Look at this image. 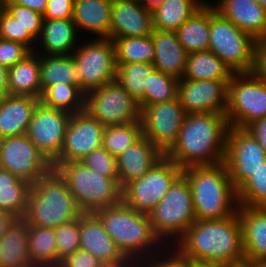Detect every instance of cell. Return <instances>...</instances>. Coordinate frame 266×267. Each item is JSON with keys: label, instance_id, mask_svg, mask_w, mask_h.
Masks as SVG:
<instances>
[{"label": "cell", "instance_id": "cell-38", "mask_svg": "<svg viewBox=\"0 0 266 267\" xmlns=\"http://www.w3.org/2000/svg\"><path fill=\"white\" fill-rule=\"evenodd\" d=\"M142 136L140 122L106 126L103 131L102 147L117 158Z\"/></svg>", "mask_w": 266, "mask_h": 267}, {"label": "cell", "instance_id": "cell-43", "mask_svg": "<svg viewBox=\"0 0 266 267\" xmlns=\"http://www.w3.org/2000/svg\"><path fill=\"white\" fill-rule=\"evenodd\" d=\"M0 5L14 18L18 19L24 29L38 39L43 25V15L28 7L13 4L9 0H0Z\"/></svg>", "mask_w": 266, "mask_h": 267}, {"label": "cell", "instance_id": "cell-1", "mask_svg": "<svg viewBox=\"0 0 266 267\" xmlns=\"http://www.w3.org/2000/svg\"><path fill=\"white\" fill-rule=\"evenodd\" d=\"M229 127L225 114H187L177 140L164 155L182 169L222 163Z\"/></svg>", "mask_w": 266, "mask_h": 267}, {"label": "cell", "instance_id": "cell-11", "mask_svg": "<svg viewBox=\"0 0 266 267\" xmlns=\"http://www.w3.org/2000/svg\"><path fill=\"white\" fill-rule=\"evenodd\" d=\"M85 110L105 127L140 122L138 101L115 80L87 92Z\"/></svg>", "mask_w": 266, "mask_h": 267}, {"label": "cell", "instance_id": "cell-51", "mask_svg": "<svg viewBox=\"0 0 266 267\" xmlns=\"http://www.w3.org/2000/svg\"><path fill=\"white\" fill-rule=\"evenodd\" d=\"M246 129L258 140L266 153V117L254 121Z\"/></svg>", "mask_w": 266, "mask_h": 267}, {"label": "cell", "instance_id": "cell-53", "mask_svg": "<svg viewBox=\"0 0 266 267\" xmlns=\"http://www.w3.org/2000/svg\"><path fill=\"white\" fill-rule=\"evenodd\" d=\"M13 4L28 7L40 14H44L47 8L48 0H9Z\"/></svg>", "mask_w": 266, "mask_h": 267}, {"label": "cell", "instance_id": "cell-3", "mask_svg": "<svg viewBox=\"0 0 266 267\" xmlns=\"http://www.w3.org/2000/svg\"><path fill=\"white\" fill-rule=\"evenodd\" d=\"M182 175L191 189L196 220L224 219L237 212V190L224 162L187 167Z\"/></svg>", "mask_w": 266, "mask_h": 267}, {"label": "cell", "instance_id": "cell-33", "mask_svg": "<svg viewBox=\"0 0 266 267\" xmlns=\"http://www.w3.org/2000/svg\"><path fill=\"white\" fill-rule=\"evenodd\" d=\"M28 249L33 267H59L53 228L29 225Z\"/></svg>", "mask_w": 266, "mask_h": 267}, {"label": "cell", "instance_id": "cell-26", "mask_svg": "<svg viewBox=\"0 0 266 267\" xmlns=\"http://www.w3.org/2000/svg\"><path fill=\"white\" fill-rule=\"evenodd\" d=\"M29 225L17 218L0 239V267H33L28 249Z\"/></svg>", "mask_w": 266, "mask_h": 267}, {"label": "cell", "instance_id": "cell-59", "mask_svg": "<svg viewBox=\"0 0 266 267\" xmlns=\"http://www.w3.org/2000/svg\"><path fill=\"white\" fill-rule=\"evenodd\" d=\"M226 267H253V264H251L250 262L244 261L240 264L226 265Z\"/></svg>", "mask_w": 266, "mask_h": 267}, {"label": "cell", "instance_id": "cell-48", "mask_svg": "<svg viewBox=\"0 0 266 267\" xmlns=\"http://www.w3.org/2000/svg\"><path fill=\"white\" fill-rule=\"evenodd\" d=\"M99 263L91 253L78 249L61 260L59 267H97Z\"/></svg>", "mask_w": 266, "mask_h": 267}, {"label": "cell", "instance_id": "cell-5", "mask_svg": "<svg viewBox=\"0 0 266 267\" xmlns=\"http://www.w3.org/2000/svg\"><path fill=\"white\" fill-rule=\"evenodd\" d=\"M52 167L65 179L82 213H95L122 201L118 178L91 171L81 161L54 163Z\"/></svg>", "mask_w": 266, "mask_h": 267}, {"label": "cell", "instance_id": "cell-22", "mask_svg": "<svg viewBox=\"0 0 266 267\" xmlns=\"http://www.w3.org/2000/svg\"><path fill=\"white\" fill-rule=\"evenodd\" d=\"M163 156L164 153L158 147L142 136L116 158L120 187L123 188L130 181L142 177Z\"/></svg>", "mask_w": 266, "mask_h": 267}, {"label": "cell", "instance_id": "cell-41", "mask_svg": "<svg viewBox=\"0 0 266 267\" xmlns=\"http://www.w3.org/2000/svg\"><path fill=\"white\" fill-rule=\"evenodd\" d=\"M57 263L80 249V217L54 229Z\"/></svg>", "mask_w": 266, "mask_h": 267}, {"label": "cell", "instance_id": "cell-57", "mask_svg": "<svg viewBox=\"0 0 266 267\" xmlns=\"http://www.w3.org/2000/svg\"><path fill=\"white\" fill-rule=\"evenodd\" d=\"M132 263V265H133V263L135 262V261H101L99 264H98V266L97 267H129V266H131L130 264H128V263ZM126 264V265H125Z\"/></svg>", "mask_w": 266, "mask_h": 267}, {"label": "cell", "instance_id": "cell-49", "mask_svg": "<svg viewBox=\"0 0 266 267\" xmlns=\"http://www.w3.org/2000/svg\"><path fill=\"white\" fill-rule=\"evenodd\" d=\"M252 73L266 81V37L256 40Z\"/></svg>", "mask_w": 266, "mask_h": 267}, {"label": "cell", "instance_id": "cell-23", "mask_svg": "<svg viewBox=\"0 0 266 267\" xmlns=\"http://www.w3.org/2000/svg\"><path fill=\"white\" fill-rule=\"evenodd\" d=\"M215 10L256 40L266 37V8L256 0H220Z\"/></svg>", "mask_w": 266, "mask_h": 267}, {"label": "cell", "instance_id": "cell-28", "mask_svg": "<svg viewBox=\"0 0 266 267\" xmlns=\"http://www.w3.org/2000/svg\"><path fill=\"white\" fill-rule=\"evenodd\" d=\"M34 53L32 51L23 60L8 68L10 95L30 96L40 99L42 94L40 58Z\"/></svg>", "mask_w": 266, "mask_h": 267}, {"label": "cell", "instance_id": "cell-37", "mask_svg": "<svg viewBox=\"0 0 266 267\" xmlns=\"http://www.w3.org/2000/svg\"><path fill=\"white\" fill-rule=\"evenodd\" d=\"M154 70L152 63L117 64L115 81L138 101L140 107H143L145 87H147L149 76Z\"/></svg>", "mask_w": 266, "mask_h": 267}, {"label": "cell", "instance_id": "cell-42", "mask_svg": "<svg viewBox=\"0 0 266 267\" xmlns=\"http://www.w3.org/2000/svg\"><path fill=\"white\" fill-rule=\"evenodd\" d=\"M31 186H10L0 188V210L10 212L17 218H24Z\"/></svg>", "mask_w": 266, "mask_h": 267}, {"label": "cell", "instance_id": "cell-15", "mask_svg": "<svg viewBox=\"0 0 266 267\" xmlns=\"http://www.w3.org/2000/svg\"><path fill=\"white\" fill-rule=\"evenodd\" d=\"M142 135L165 153L177 140L187 115L178 97L169 102L140 107Z\"/></svg>", "mask_w": 266, "mask_h": 267}, {"label": "cell", "instance_id": "cell-27", "mask_svg": "<svg viewBox=\"0 0 266 267\" xmlns=\"http://www.w3.org/2000/svg\"><path fill=\"white\" fill-rule=\"evenodd\" d=\"M113 0H74L73 22L76 27L109 38Z\"/></svg>", "mask_w": 266, "mask_h": 267}, {"label": "cell", "instance_id": "cell-16", "mask_svg": "<svg viewBox=\"0 0 266 267\" xmlns=\"http://www.w3.org/2000/svg\"><path fill=\"white\" fill-rule=\"evenodd\" d=\"M71 114L39 102L26 135L52 163L60 154Z\"/></svg>", "mask_w": 266, "mask_h": 267}, {"label": "cell", "instance_id": "cell-4", "mask_svg": "<svg viewBox=\"0 0 266 267\" xmlns=\"http://www.w3.org/2000/svg\"><path fill=\"white\" fill-rule=\"evenodd\" d=\"M82 214L65 179L56 169L52 168L31 185L24 216L28 225L55 229Z\"/></svg>", "mask_w": 266, "mask_h": 267}, {"label": "cell", "instance_id": "cell-34", "mask_svg": "<svg viewBox=\"0 0 266 267\" xmlns=\"http://www.w3.org/2000/svg\"><path fill=\"white\" fill-rule=\"evenodd\" d=\"M42 92L57 83L78 85V73L72 55H46L40 59Z\"/></svg>", "mask_w": 266, "mask_h": 267}, {"label": "cell", "instance_id": "cell-30", "mask_svg": "<svg viewBox=\"0 0 266 267\" xmlns=\"http://www.w3.org/2000/svg\"><path fill=\"white\" fill-rule=\"evenodd\" d=\"M76 25L73 19H44L39 40L48 55H71L76 42ZM70 50V51H69Z\"/></svg>", "mask_w": 266, "mask_h": 267}, {"label": "cell", "instance_id": "cell-56", "mask_svg": "<svg viewBox=\"0 0 266 267\" xmlns=\"http://www.w3.org/2000/svg\"><path fill=\"white\" fill-rule=\"evenodd\" d=\"M189 267H226V264L220 262L189 259Z\"/></svg>", "mask_w": 266, "mask_h": 267}, {"label": "cell", "instance_id": "cell-2", "mask_svg": "<svg viewBox=\"0 0 266 267\" xmlns=\"http://www.w3.org/2000/svg\"><path fill=\"white\" fill-rule=\"evenodd\" d=\"M179 240L177 248L189 259L226 265L245 261L237 212L224 219L196 220Z\"/></svg>", "mask_w": 266, "mask_h": 267}, {"label": "cell", "instance_id": "cell-36", "mask_svg": "<svg viewBox=\"0 0 266 267\" xmlns=\"http://www.w3.org/2000/svg\"><path fill=\"white\" fill-rule=\"evenodd\" d=\"M116 63H152L155 47L151 35L139 37L113 38Z\"/></svg>", "mask_w": 266, "mask_h": 267}, {"label": "cell", "instance_id": "cell-45", "mask_svg": "<svg viewBox=\"0 0 266 267\" xmlns=\"http://www.w3.org/2000/svg\"><path fill=\"white\" fill-rule=\"evenodd\" d=\"M80 161L91 171L109 178H118L116 157L103 147L93 150Z\"/></svg>", "mask_w": 266, "mask_h": 267}, {"label": "cell", "instance_id": "cell-14", "mask_svg": "<svg viewBox=\"0 0 266 267\" xmlns=\"http://www.w3.org/2000/svg\"><path fill=\"white\" fill-rule=\"evenodd\" d=\"M266 161V153L258 140L246 129L230 126L224 163L237 190Z\"/></svg>", "mask_w": 266, "mask_h": 267}, {"label": "cell", "instance_id": "cell-40", "mask_svg": "<svg viewBox=\"0 0 266 267\" xmlns=\"http://www.w3.org/2000/svg\"><path fill=\"white\" fill-rule=\"evenodd\" d=\"M238 205L266 207V161L237 189Z\"/></svg>", "mask_w": 266, "mask_h": 267}, {"label": "cell", "instance_id": "cell-39", "mask_svg": "<svg viewBox=\"0 0 266 267\" xmlns=\"http://www.w3.org/2000/svg\"><path fill=\"white\" fill-rule=\"evenodd\" d=\"M179 79L154 70L149 76L143 94V107L151 104L169 102L177 98Z\"/></svg>", "mask_w": 266, "mask_h": 267}, {"label": "cell", "instance_id": "cell-61", "mask_svg": "<svg viewBox=\"0 0 266 267\" xmlns=\"http://www.w3.org/2000/svg\"><path fill=\"white\" fill-rule=\"evenodd\" d=\"M262 7L266 8V0H256Z\"/></svg>", "mask_w": 266, "mask_h": 267}, {"label": "cell", "instance_id": "cell-13", "mask_svg": "<svg viewBox=\"0 0 266 267\" xmlns=\"http://www.w3.org/2000/svg\"><path fill=\"white\" fill-rule=\"evenodd\" d=\"M0 168L33 185L53 167L23 134L0 140Z\"/></svg>", "mask_w": 266, "mask_h": 267}, {"label": "cell", "instance_id": "cell-19", "mask_svg": "<svg viewBox=\"0 0 266 267\" xmlns=\"http://www.w3.org/2000/svg\"><path fill=\"white\" fill-rule=\"evenodd\" d=\"M153 30L152 11L139 0H113L109 39L147 36Z\"/></svg>", "mask_w": 266, "mask_h": 267}, {"label": "cell", "instance_id": "cell-46", "mask_svg": "<svg viewBox=\"0 0 266 267\" xmlns=\"http://www.w3.org/2000/svg\"><path fill=\"white\" fill-rule=\"evenodd\" d=\"M32 51L24 44L0 38V65L7 68L23 60Z\"/></svg>", "mask_w": 266, "mask_h": 267}, {"label": "cell", "instance_id": "cell-52", "mask_svg": "<svg viewBox=\"0 0 266 267\" xmlns=\"http://www.w3.org/2000/svg\"><path fill=\"white\" fill-rule=\"evenodd\" d=\"M10 186H31L28 182L19 179L7 170L0 168V188Z\"/></svg>", "mask_w": 266, "mask_h": 267}, {"label": "cell", "instance_id": "cell-20", "mask_svg": "<svg viewBox=\"0 0 266 267\" xmlns=\"http://www.w3.org/2000/svg\"><path fill=\"white\" fill-rule=\"evenodd\" d=\"M244 258L251 264L266 262V207L238 205Z\"/></svg>", "mask_w": 266, "mask_h": 267}, {"label": "cell", "instance_id": "cell-44", "mask_svg": "<svg viewBox=\"0 0 266 267\" xmlns=\"http://www.w3.org/2000/svg\"><path fill=\"white\" fill-rule=\"evenodd\" d=\"M0 38L17 41L27 46L31 51L33 47L29 44L33 43L36 39L30 34L27 29H24L18 19L11 16L0 5Z\"/></svg>", "mask_w": 266, "mask_h": 267}, {"label": "cell", "instance_id": "cell-8", "mask_svg": "<svg viewBox=\"0 0 266 267\" xmlns=\"http://www.w3.org/2000/svg\"><path fill=\"white\" fill-rule=\"evenodd\" d=\"M155 234L160 240L174 235L176 243L187 228L196 221L191 189L181 175L168 189L165 196L148 214Z\"/></svg>", "mask_w": 266, "mask_h": 267}, {"label": "cell", "instance_id": "cell-25", "mask_svg": "<svg viewBox=\"0 0 266 267\" xmlns=\"http://www.w3.org/2000/svg\"><path fill=\"white\" fill-rule=\"evenodd\" d=\"M151 38L155 47L152 62L155 70L181 79L185 72L188 52L178 41L175 31L154 29Z\"/></svg>", "mask_w": 266, "mask_h": 267}, {"label": "cell", "instance_id": "cell-31", "mask_svg": "<svg viewBox=\"0 0 266 267\" xmlns=\"http://www.w3.org/2000/svg\"><path fill=\"white\" fill-rule=\"evenodd\" d=\"M234 73L210 50L188 53L185 72L181 79L231 80Z\"/></svg>", "mask_w": 266, "mask_h": 267}, {"label": "cell", "instance_id": "cell-47", "mask_svg": "<svg viewBox=\"0 0 266 267\" xmlns=\"http://www.w3.org/2000/svg\"><path fill=\"white\" fill-rule=\"evenodd\" d=\"M74 0H48L43 19H72Z\"/></svg>", "mask_w": 266, "mask_h": 267}, {"label": "cell", "instance_id": "cell-55", "mask_svg": "<svg viewBox=\"0 0 266 267\" xmlns=\"http://www.w3.org/2000/svg\"><path fill=\"white\" fill-rule=\"evenodd\" d=\"M9 95L8 68L0 65V99Z\"/></svg>", "mask_w": 266, "mask_h": 267}, {"label": "cell", "instance_id": "cell-35", "mask_svg": "<svg viewBox=\"0 0 266 267\" xmlns=\"http://www.w3.org/2000/svg\"><path fill=\"white\" fill-rule=\"evenodd\" d=\"M39 101L47 107L70 114L85 110V93L73 84L57 83L49 86L42 92Z\"/></svg>", "mask_w": 266, "mask_h": 267}, {"label": "cell", "instance_id": "cell-7", "mask_svg": "<svg viewBox=\"0 0 266 267\" xmlns=\"http://www.w3.org/2000/svg\"><path fill=\"white\" fill-rule=\"evenodd\" d=\"M209 50L233 73H250L254 66L256 39L237 28L210 6Z\"/></svg>", "mask_w": 266, "mask_h": 267}, {"label": "cell", "instance_id": "cell-58", "mask_svg": "<svg viewBox=\"0 0 266 267\" xmlns=\"http://www.w3.org/2000/svg\"><path fill=\"white\" fill-rule=\"evenodd\" d=\"M139 1L149 11H152L155 8H157L160 5H162L163 3H165L166 0H139Z\"/></svg>", "mask_w": 266, "mask_h": 267}, {"label": "cell", "instance_id": "cell-10", "mask_svg": "<svg viewBox=\"0 0 266 267\" xmlns=\"http://www.w3.org/2000/svg\"><path fill=\"white\" fill-rule=\"evenodd\" d=\"M182 172V168L164 155L142 177L122 188V201L139 213L148 215Z\"/></svg>", "mask_w": 266, "mask_h": 267}, {"label": "cell", "instance_id": "cell-18", "mask_svg": "<svg viewBox=\"0 0 266 267\" xmlns=\"http://www.w3.org/2000/svg\"><path fill=\"white\" fill-rule=\"evenodd\" d=\"M230 80L179 79L177 97L187 114H225Z\"/></svg>", "mask_w": 266, "mask_h": 267}, {"label": "cell", "instance_id": "cell-6", "mask_svg": "<svg viewBox=\"0 0 266 267\" xmlns=\"http://www.w3.org/2000/svg\"><path fill=\"white\" fill-rule=\"evenodd\" d=\"M94 214L127 258L133 260L138 258L140 253H147L145 251L148 247L160 241L152 228L149 216L139 213L123 201L98 210Z\"/></svg>", "mask_w": 266, "mask_h": 267}, {"label": "cell", "instance_id": "cell-29", "mask_svg": "<svg viewBox=\"0 0 266 267\" xmlns=\"http://www.w3.org/2000/svg\"><path fill=\"white\" fill-rule=\"evenodd\" d=\"M175 33L188 53L209 50L210 5L206 2Z\"/></svg>", "mask_w": 266, "mask_h": 267}, {"label": "cell", "instance_id": "cell-21", "mask_svg": "<svg viewBox=\"0 0 266 267\" xmlns=\"http://www.w3.org/2000/svg\"><path fill=\"white\" fill-rule=\"evenodd\" d=\"M80 249L91 253L100 262L135 261L124 256L94 213L80 216Z\"/></svg>", "mask_w": 266, "mask_h": 267}, {"label": "cell", "instance_id": "cell-60", "mask_svg": "<svg viewBox=\"0 0 266 267\" xmlns=\"http://www.w3.org/2000/svg\"><path fill=\"white\" fill-rule=\"evenodd\" d=\"M253 267H266V262H259L253 264Z\"/></svg>", "mask_w": 266, "mask_h": 267}, {"label": "cell", "instance_id": "cell-50", "mask_svg": "<svg viewBox=\"0 0 266 267\" xmlns=\"http://www.w3.org/2000/svg\"><path fill=\"white\" fill-rule=\"evenodd\" d=\"M174 250L173 256L166 260L152 262L151 267H189V258L186 257L178 248Z\"/></svg>", "mask_w": 266, "mask_h": 267}, {"label": "cell", "instance_id": "cell-24", "mask_svg": "<svg viewBox=\"0 0 266 267\" xmlns=\"http://www.w3.org/2000/svg\"><path fill=\"white\" fill-rule=\"evenodd\" d=\"M38 98L7 95L0 99V140L27 133Z\"/></svg>", "mask_w": 266, "mask_h": 267}, {"label": "cell", "instance_id": "cell-54", "mask_svg": "<svg viewBox=\"0 0 266 267\" xmlns=\"http://www.w3.org/2000/svg\"><path fill=\"white\" fill-rule=\"evenodd\" d=\"M16 219L12 213L0 210V239Z\"/></svg>", "mask_w": 266, "mask_h": 267}, {"label": "cell", "instance_id": "cell-9", "mask_svg": "<svg viewBox=\"0 0 266 267\" xmlns=\"http://www.w3.org/2000/svg\"><path fill=\"white\" fill-rule=\"evenodd\" d=\"M225 115L229 126L239 128L266 117V81L252 72L234 73L228 83Z\"/></svg>", "mask_w": 266, "mask_h": 267}, {"label": "cell", "instance_id": "cell-12", "mask_svg": "<svg viewBox=\"0 0 266 267\" xmlns=\"http://www.w3.org/2000/svg\"><path fill=\"white\" fill-rule=\"evenodd\" d=\"M74 52L71 55L78 73V86L85 94L115 80L117 63L113 40L97 37Z\"/></svg>", "mask_w": 266, "mask_h": 267}, {"label": "cell", "instance_id": "cell-32", "mask_svg": "<svg viewBox=\"0 0 266 267\" xmlns=\"http://www.w3.org/2000/svg\"><path fill=\"white\" fill-rule=\"evenodd\" d=\"M204 4L197 0H166L152 10L153 29L176 31Z\"/></svg>", "mask_w": 266, "mask_h": 267}, {"label": "cell", "instance_id": "cell-17", "mask_svg": "<svg viewBox=\"0 0 266 267\" xmlns=\"http://www.w3.org/2000/svg\"><path fill=\"white\" fill-rule=\"evenodd\" d=\"M104 128L86 110L71 114L62 150L51 164L80 161L93 150L101 148Z\"/></svg>", "mask_w": 266, "mask_h": 267}]
</instances>
